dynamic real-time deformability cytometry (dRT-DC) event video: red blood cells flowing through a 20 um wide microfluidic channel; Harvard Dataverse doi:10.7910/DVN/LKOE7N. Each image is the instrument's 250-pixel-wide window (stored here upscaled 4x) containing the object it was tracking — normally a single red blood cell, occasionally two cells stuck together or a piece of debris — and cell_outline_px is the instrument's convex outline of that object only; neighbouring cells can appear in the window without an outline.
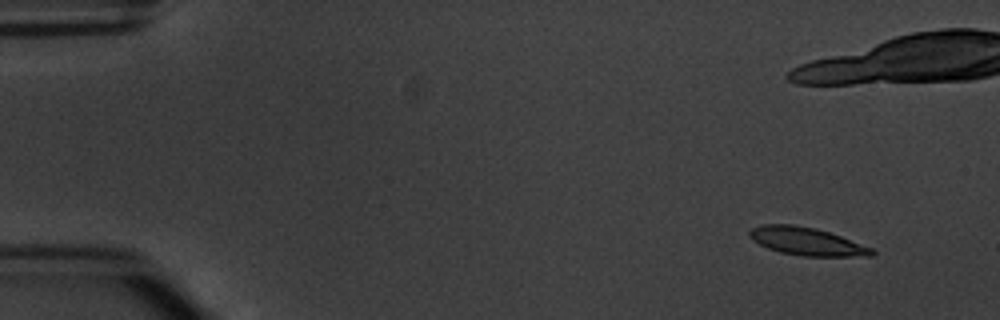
{"species": "common noctule bat (a hibernating species)", "species_latin": "Nyctalus noctula", "temperature_condition": "warm", "stored_images_in_passage": 8, "camera_frame_rate_fps": 3000, "um_per_image_px": 0.085, "animal": {"sex": "male", "body_mass_g": 20.1, "forearm_length_mm": 53.5}, "frame": {"image": 1, "passage_image": 1, "time_ms": 0.0, "image_size_px": [1000, 320], "cell_outline_px": [[876, 252], [872, 256], [804, 256], [780, 252], [768, 248], [752, 240], [748, 236], [748, 232], [752, 228], [764, 224], [792, 224], [816, 228], [840, 236], [872, 248]], "centroid_in_image_um": [68.55, 20.51], "position_along_channel_um": 16.5, "area_um2": 19.77}}